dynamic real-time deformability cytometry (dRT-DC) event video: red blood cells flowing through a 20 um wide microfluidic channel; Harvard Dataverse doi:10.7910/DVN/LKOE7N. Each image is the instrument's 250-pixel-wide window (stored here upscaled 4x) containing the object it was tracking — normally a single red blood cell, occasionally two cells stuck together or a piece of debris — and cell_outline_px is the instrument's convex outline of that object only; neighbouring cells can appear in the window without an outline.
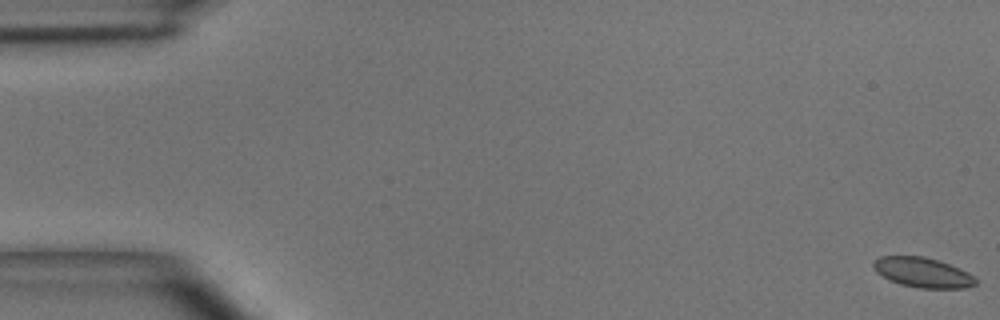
{"species": "common noctule bat (a hibernating species)", "species_latin": "Nyctalus noctula", "temperature_condition": "room temperature", "stored_images_in_passage": 50, "camera_frame_rate_fps": 3000, "um_per_image_px": 0.085, "animal": {"sex": "male", "body_mass_g": 15.6}, "frame": {"image": 1, "passage_image": 1, "time_ms": 0.0, "image_size_px": [1000, 320], "cell_outline_px": [[976, 284], [964, 288], [920, 288], [900, 284], [876, 272], [872, 268], [872, 260], [880, 256], [924, 256], [960, 268], [968, 272], [976, 280]], "centroid_in_image_um": [78.39, 23.15], "position_along_channel_um": 6.6, "area_um2": 17.69}}
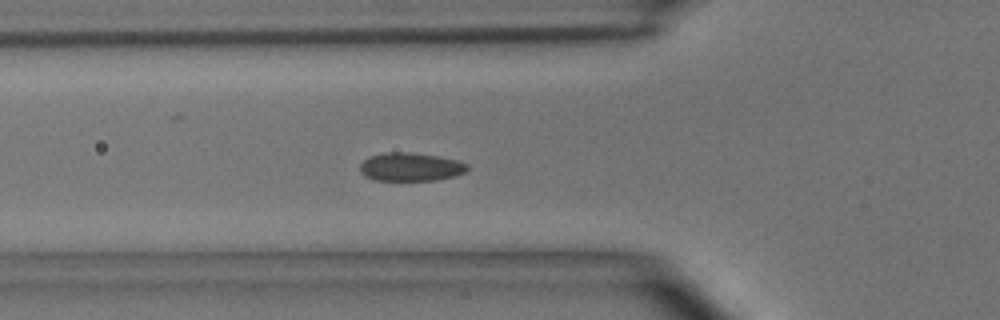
{"frame": {"image": 2, "passage_image": 18, "time_ms": 5.667, "image_size_px": [1000, 320], "cell_outline_px": [[468, 168], [464, 172], [456, 176], [436, 180], [376, 180], [364, 176], [360, 172], [360, 164], [368, 156], [388, 152], [412, 152], [436, 156], [456, 160], [468, 164]], "centroid_in_image_um": [34.88, 14.18], "position_along_channel_um": 90.9, "area_um2": 17.74}}
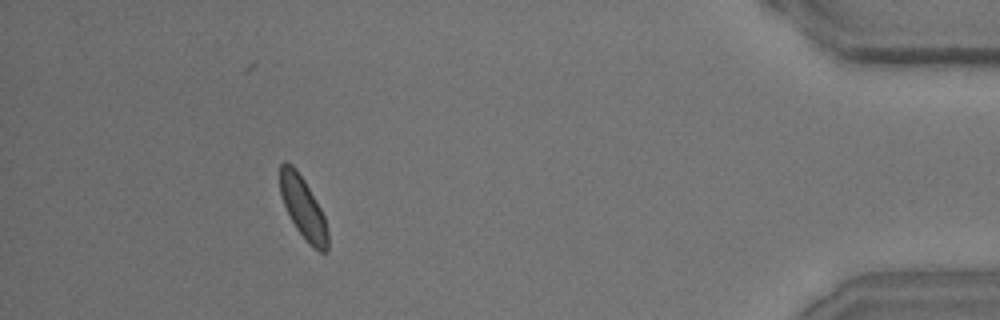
{"frame": {"image": 3, "passage_image": 46, "time_ms": 15.0, "image_size_px": [1000, 320], "cell_outline_px": [[328, 252], [320, 252], [312, 248], [296, 228], [280, 196], [280, 164], [284, 160], [292, 164], [296, 168], [304, 180], [320, 208], [324, 216], [328, 232]], "centroid_in_image_um": [25.76, 17.66], "position_along_channel_um": 409.4, "area_um2": 17.11}, "authors_computed_cell_mechanics": {"area_um2": 17.8024, "velocity_mm_per_s": 4.0153, "shape_relaxation_time_tau1_ms": 2.2195, "shape_relaxation_time_tau2_ms": 2.6157, "deformation_change_tau1": 0.0537, "deformation_change_tau2": 0.0478}}